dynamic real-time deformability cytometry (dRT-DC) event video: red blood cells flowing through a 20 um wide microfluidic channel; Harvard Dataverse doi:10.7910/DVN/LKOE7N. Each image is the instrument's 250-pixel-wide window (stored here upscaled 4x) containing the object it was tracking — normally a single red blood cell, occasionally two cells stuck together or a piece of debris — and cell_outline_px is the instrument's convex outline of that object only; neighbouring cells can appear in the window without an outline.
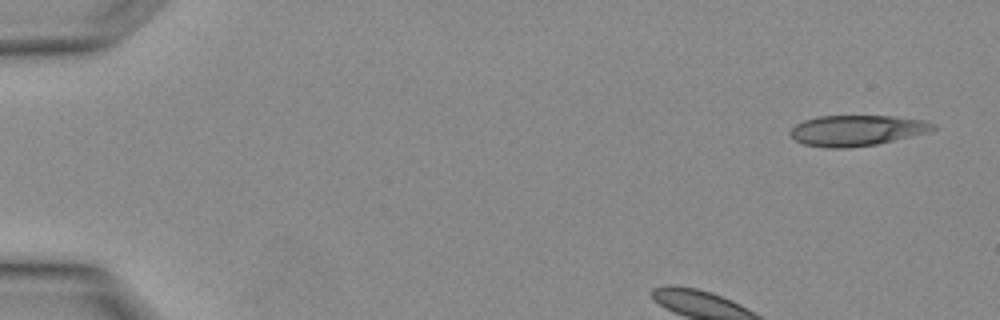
{"species": "Egyptian fruit bat (a non-hibernating species)", "species_latin": "Rousettus aegyptiacus", "temperature_condition": "warm", "stored_images_in_passage": 3, "camera_frame_rate_fps": 3000, "um_per_image_px": 0.085, "animal": {"sex": "female"}, "frame": {"image": 1, "passage_image": 1, "time_ms": 0.0, "image_size_px": [1000, 320], "cell_outline_px": [[940, 128], [928, 132], [876, 144], [848, 148], [828, 148], [804, 144], [796, 140], [788, 132], [796, 124], [804, 120], [816, 116], [892, 116], [924, 120], [936, 124]], "centroid_in_image_um": [72.84, 11.08], "position_along_channel_um": 12.2, "area_um2": 25.55}}